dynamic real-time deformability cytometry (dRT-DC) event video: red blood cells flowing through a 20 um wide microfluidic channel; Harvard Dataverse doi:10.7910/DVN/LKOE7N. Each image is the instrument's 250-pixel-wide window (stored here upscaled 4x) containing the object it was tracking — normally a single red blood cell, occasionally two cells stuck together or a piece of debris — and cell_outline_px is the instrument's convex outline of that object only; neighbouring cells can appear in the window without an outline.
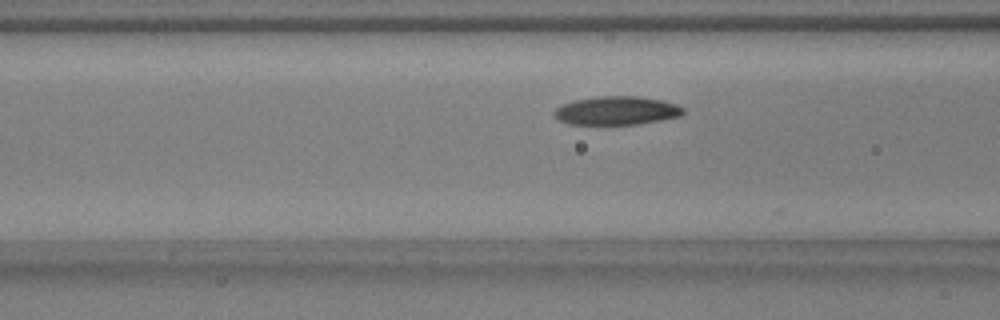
{"species": "common noctule bat (a hibernating species)", "species_latin": "Nyctalus noctula", "temperature_condition": "warm", "stored_images_in_passage": 10, "camera_frame_rate_fps": 3000, "um_per_image_px": 0.085, "animal": {"sex": "male", "body_mass_g": 17.9, "forearm_length_mm": 54.2}, "frame": {"image": 1, "passage_image": 4, "time_ms": 1.0, "image_size_px": [1000, 320], "cell_outline_px": [[684, 112], [680, 116], [660, 120], [636, 124], [568, 124], [560, 120], [552, 112], [556, 108], [564, 104], [576, 100], [596, 96], [636, 96], [660, 100], [676, 104], [684, 108]], "centroid_in_image_um": [52.41, 9.4], "position_along_channel_um": 114.2, "area_um2": 21.21}}
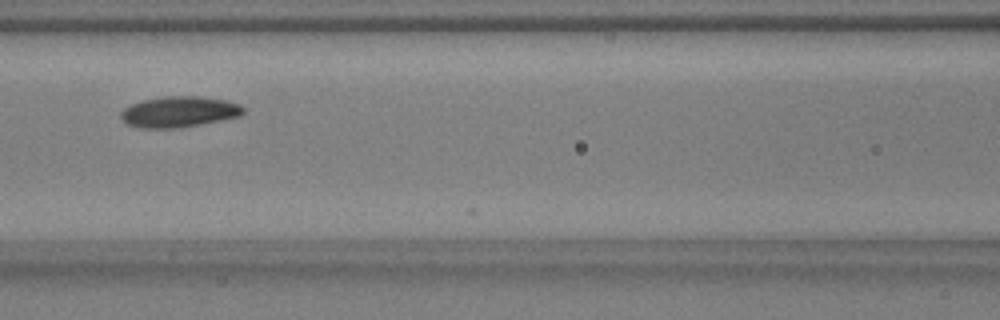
{"frame": {"image": 2, "passage_image": 7, "time_ms": 2.0, "image_size_px": [1000, 320], "cell_outline_px": [[244, 112], [240, 116], [180, 128], [140, 128], [128, 124], [120, 116], [120, 112], [124, 108], [132, 104], [144, 100], [164, 96], [200, 96], [224, 100], [240, 104], [244, 108]], "centroid_in_image_um": [15.22, 9.5], "position_along_channel_um": 151.4, "area_um2": 21.91}}